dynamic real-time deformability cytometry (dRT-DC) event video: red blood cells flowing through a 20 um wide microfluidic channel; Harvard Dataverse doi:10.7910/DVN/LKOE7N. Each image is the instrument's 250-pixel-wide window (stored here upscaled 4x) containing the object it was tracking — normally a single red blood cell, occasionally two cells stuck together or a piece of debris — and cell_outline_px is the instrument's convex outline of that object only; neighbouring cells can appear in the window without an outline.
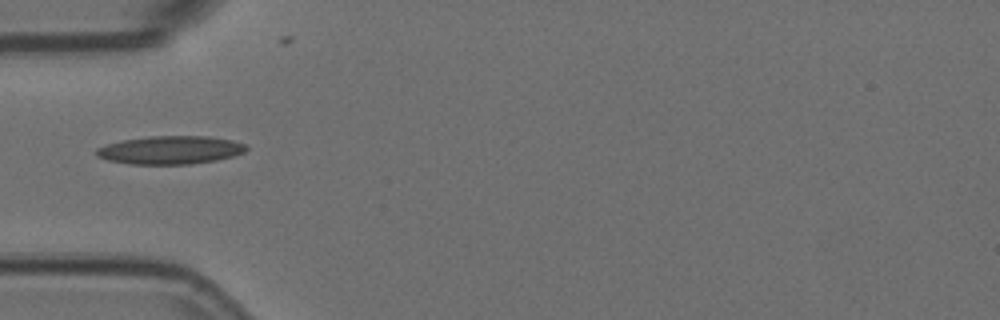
{"species": "Egyptian fruit bat (a non-hibernating species)", "species_latin": "Rousettus aegyptiacus", "temperature_condition": "room temperature", "stored_images_in_passage": 7, "camera_frame_rate_fps": 3000, "um_per_image_px": 0.085, "animal": {"sex": "female"}, "frame": {"image": 1, "passage_image": 5, "time_ms": 1.333, "image_size_px": [1000, 320], "cell_outline_px": [[248, 148], [244, 152], [232, 156], [216, 160], [192, 164], [128, 164], [108, 160], [96, 156], [96, 148], [120, 140], [148, 136], [208, 136], [232, 140], [244, 144]], "centroid_in_image_um": [14.45, 12.75], "position_along_channel_um": 70.5, "area_um2": 24.68}}
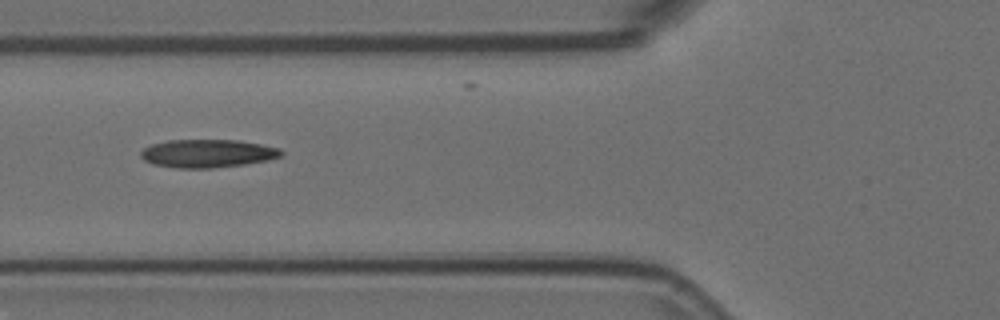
{"frame": {"image": 2, "passage_image": 6, "time_ms": 1.667, "image_size_px": [1000, 320], "cell_outline_px": [[284, 152], [280, 156], [268, 160], [244, 164], [212, 168], [176, 168], [152, 164], [144, 160], [140, 156], [140, 152], [144, 148], [152, 144], [168, 140], [236, 140], [260, 144], [280, 148]], "centroid_in_image_um": [17.62, 13.04], "position_along_channel_um": 108.2, "area_um2": 23.0}}
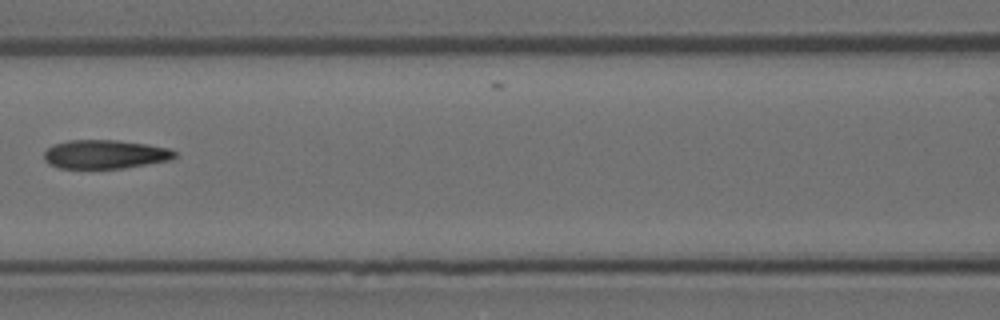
{"frame": {"image": 3, "passage_image": 7, "time_ms": 2.0, "image_size_px": [1000, 320], "cell_outline_px": [[176, 156], [172, 160], [124, 168], [60, 168], [48, 164], [44, 160], [44, 152], [52, 144], [68, 140], [116, 140], [148, 144], [168, 148], [176, 152]], "centroid_in_image_um": [8.92, 13.11], "position_along_channel_um": 157.7, "area_um2": 22.08}}